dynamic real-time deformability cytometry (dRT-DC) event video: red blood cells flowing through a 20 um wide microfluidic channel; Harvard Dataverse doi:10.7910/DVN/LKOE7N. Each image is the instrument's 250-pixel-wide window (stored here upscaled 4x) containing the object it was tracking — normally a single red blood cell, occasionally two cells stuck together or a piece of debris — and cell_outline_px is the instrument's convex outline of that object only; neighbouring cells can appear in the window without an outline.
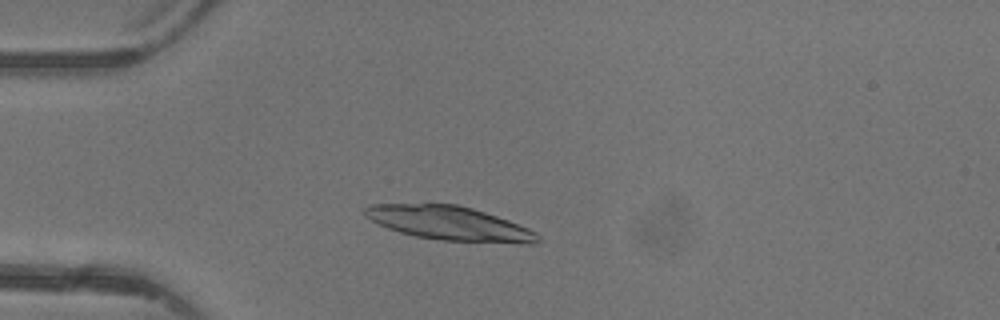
{"species": "common noctule bat (a hibernating species)", "species_latin": "Nyctalus noctula", "temperature_condition": "warm", "stored_images_in_passage": 2, "camera_frame_rate_fps": 3000, "um_per_image_px": 0.085, "animal": {"sex": "female"}, "frame": {"image": 1, "passage_image": 2, "time_ms": 2.0, "image_size_px": [1000, 320], "cell_outline_px": [[540, 240], [536, 244], [520, 244], [440, 240], [416, 236], [400, 232], [388, 228], [364, 216], [364, 208], [368, 204], [456, 204], [472, 208], [508, 220], [528, 228], [536, 232], [540, 236]], "centroid_in_image_um": [38.24, 18.99], "position_along_channel_um": 46.8, "area_um2": 34.28}}